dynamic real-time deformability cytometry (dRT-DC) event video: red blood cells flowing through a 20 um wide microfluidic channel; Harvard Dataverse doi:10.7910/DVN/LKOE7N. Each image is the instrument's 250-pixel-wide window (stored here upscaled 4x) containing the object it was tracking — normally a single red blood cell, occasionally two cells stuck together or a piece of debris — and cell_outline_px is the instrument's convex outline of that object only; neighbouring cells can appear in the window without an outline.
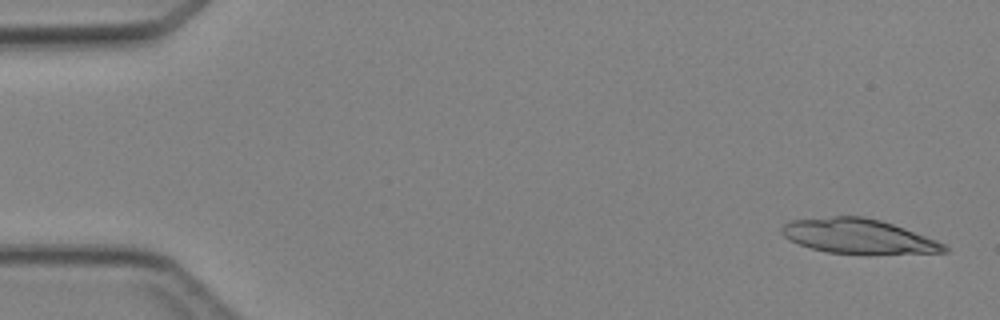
{"species": "Egyptian fruit bat (a non-hibernating species)", "species_latin": "Rousettus aegyptiacus", "temperature_condition": "cold", "stored_images_in_passage": 5, "camera_frame_rate_fps": 3000, "um_per_image_px": 0.085, "animal": {"sex": "female"}, "frame": {"image": 1, "passage_image": 1, "time_ms": 0.0, "image_size_px": [1000, 320], "cell_outline_px": [[948, 252], [868, 256], [828, 252], [812, 248], [788, 240], [780, 232], [780, 228], [788, 220], [832, 216], [864, 216], [880, 220], [904, 228], [936, 240], [944, 244], [948, 248]], "centroid_in_image_um": [72.97, 20.11], "position_along_channel_um": 12.0, "area_um2": 33.64}}